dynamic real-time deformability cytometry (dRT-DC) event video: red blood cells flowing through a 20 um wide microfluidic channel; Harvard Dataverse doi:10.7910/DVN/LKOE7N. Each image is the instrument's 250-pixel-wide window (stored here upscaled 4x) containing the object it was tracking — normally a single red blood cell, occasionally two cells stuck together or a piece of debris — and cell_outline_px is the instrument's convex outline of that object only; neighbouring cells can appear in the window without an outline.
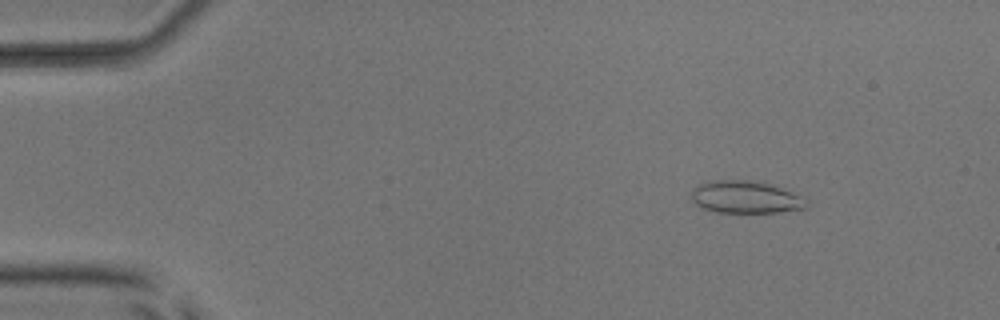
{"species": "common noctule bat (a hibernating species)", "species_latin": "Nyctalus noctula", "temperature_condition": "room temperature", "stored_images_in_passage": 53, "camera_frame_rate_fps": 3000, "um_per_image_px": 0.085, "animal": {"sex": "male", "body_mass_g": 17.9, "forearm_length_mm": 54.2}, "frame": {"image": 1, "passage_image": 7, "time_ms": 2.0, "image_size_px": [1000, 320], "cell_outline_px": [[808, 208], [776, 212], [716, 212], [704, 208], [696, 204], [692, 200], [692, 192], [700, 184], [708, 180], [744, 180], [768, 184], [804, 196], [808, 204]], "centroid_in_image_um": [63.4, 16.76], "position_along_channel_um": 21.6, "area_um2": 21.44}}
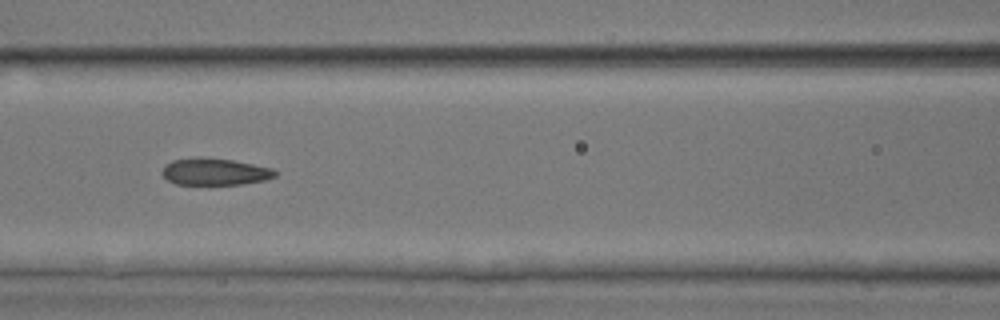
{"frame": {"image": 2, "passage_image": 24, "time_ms": 7.667, "image_size_px": [1000, 320], "cell_outline_px": [[276, 176], [264, 180], [244, 184], [176, 184], [168, 180], [160, 172], [164, 164], [172, 160], [196, 156], [200, 156], [232, 160], [272, 168], [276, 172]], "centroid_in_image_um": [18.2, 14.58], "position_along_channel_um": 148.4, "area_um2": 17.86}}
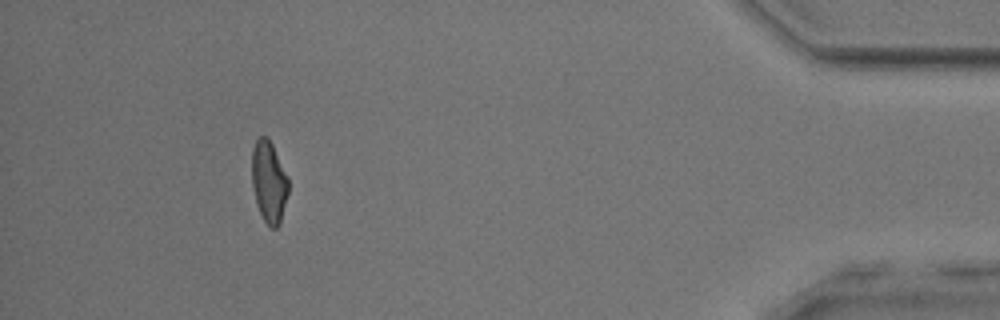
{"frame": {"image": 3, "passage_image": 49, "time_ms": 16.0, "image_size_px": [1000, 320], "cell_outline_px": [[288, 192], [280, 224], [276, 228], [272, 228], [264, 220], [260, 212], [252, 188], [252, 148], [256, 140], [260, 136], [268, 136], [288, 176]], "centroid_in_image_um": [22.86, 15.42], "position_along_channel_um": 412.3, "area_um2": 17.34}, "authors_computed_cell_mechanics": {"area_um2": 18.6116, "velocity_mm_per_s": 3.8732, "shape_relaxation_time_tau1_ms": 3.6052, "shape_relaxation_time_tau2_ms": 1.984, "deformation_change_tau1": 0.1387, "deformation_change_tau2": 0.1014}}